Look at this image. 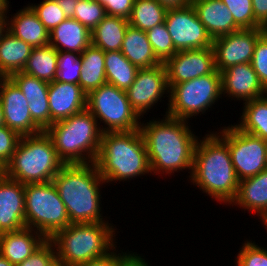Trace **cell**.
Masks as SVG:
<instances>
[{"label":"cell","instance_id":"cell-17","mask_svg":"<svg viewBox=\"0 0 267 266\" xmlns=\"http://www.w3.org/2000/svg\"><path fill=\"white\" fill-rule=\"evenodd\" d=\"M221 85L222 96L234 101L243 100V103L267 94L251 63H241L223 70Z\"/></svg>","mask_w":267,"mask_h":266},{"label":"cell","instance_id":"cell-40","mask_svg":"<svg viewBox=\"0 0 267 266\" xmlns=\"http://www.w3.org/2000/svg\"><path fill=\"white\" fill-rule=\"evenodd\" d=\"M251 65L267 90V34L265 33L256 42Z\"/></svg>","mask_w":267,"mask_h":266},{"label":"cell","instance_id":"cell-9","mask_svg":"<svg viewBox=\"0 0 267 266\" xmlns=\"http://www.w3.org/2000/svg\"><path fill=\"white\" fill-rule=\"evenodd\" d=\"M169 87L165 114L181 120H191L209 110L222 99L221 73L215 70L195 79Z\"/></svg>","mask_w":267,"mask_h":266},{"label":"cell","instance_id":"cell-39","mask_svg":"<svg viewBox=\"0 0 267 266\" xmlns=\"http://www.w3.org/2000/svg\"><path fill=\"white\" fill-rule=\"evenodd\" d=\"M235 257L237 266H267V249L255 241L246 240Z\"/></svg>","mask_w":267,"mask_h":266},{"label":"cell","instance_id":"cell-46","mask_svg":"<svg viewBox=\"0 0 267 266\" xmlns=\"http://www.w3.org/2000/svg\"><path fill=\"white\" fill-rule=\"evenodd\" d=\"M255 20L263 26L267 22V0H252Z\"/></svg>","mask_w":267,"mask_h":266},{"label":"cell","instance_id":"cell-22","mask_svg":"<svg viewBox=\"0 0 267 266\" xmlns=\"http://www.w3.org/2000/svg\"><path fill=\"white\" fill-rule=\"evenodd\" d=\"M191 4L212 39L241 29L221 0H191Z\"/></svg>","mask_w":267,"mask_h":266},{"label":"cell","instance_id":"cell-30","mask_svg":"<svg viewBox=\"0 0 267 266\" xmlns=\"http://www.w3.org/2000/svg\"><path fill=\"white\" fill-rule=\"evenodd\" d=\"M242 115L236 126L267 141V94L243 103Z\"/></svg>","mask_w":267,"mask_h":266},{"label":"cell","instance_id":"cell-38","mask_svg":"<svg viewBox=\"0 0 267 266\" xmlns=\"http://www.w3.org/2000/svg\"><path fill=\"white\" fill-rule=\"evenodd\" d=\"M28 5L49 33L67 18L55 0H43L40 4Z\"/></svg>","mask_w":267,"mask_h":266},{"label":"cell","instance_id":"cell-21","mask_svg":"<svg viewBox=\"0 0 267 266\" xmlns=\"http://www.w3.org/2000/svg\"><path fill=\"white\" fill-rule=\"evenodd\" d=\"M47 239L38 231L23 228L0 233V254L14 266L32 255Z\"/></svg>","mask_w":267,"mask_h":266},{"label":"cell","instance_id":"cell-12","mask_svg":"<svg viewBox=\"0 0 267 266\" xmlns=\"http://www.w3.org/2000/svg\"><path fill=\"white\" fill-rule=\"evenodd\" d=\"M165 24L177 52L213 48V39L191 3L185 7L168 9Z\"/></svg>","mask_w":267,"mask_h":266},{"label":"cell","instance_id":"cell-2","mask_svg":"<svg viewBox=\"0 0 267 266\" xmlns=\"http://www.w3.org/2000/svg\"><path fill=\"white\" fill-rule=\"evenodd\" d=\"M189 180L219 204L229 206L235 199L240 180L227 143L214 130L198 138Z\"/></svg>","mask_w":267,"mask_h":266},{"label":"cell","instance_id":"cell-18","mask_svg":"<svg viewBox=\"0 0 267 266\" xmlns=\"http://www.w3.org/2000/svg\"><path fill=\"white\" fill-rule=\"evenodd\" d=\"M25 227V185L3 173L0 176V233Z\"/></svg>","mask_w":267,"mask_h":266},{"label":"cell","instance_id":"cell-5","mask_svg":"<svg viewBox=\"0 0 267 266\" xmlns=\"http://www.w3.org/2000/svg\"><path fill=\"white\" fill-rule=\"evenodd\" d=\"M45 132L64 164L95 162L103 132L87 108L67 119L54 122Z\"/></svg>","mask_w":267,"mask_h":266},{"label":"cell","instance_id":"cell-19","mask_svg":"<svg viewBox=\"0 0 267 266\" xmlns=\"http://www.w3.org/2000/svg\"><path fill=\"white\" fill-rule=\"evenodd\" d=\"M48 100L51 126L86 109L87 94L79 84L54 80L49 83Z\"/></svg>","mask_w":267,"mask_h":266},{"label":"cell","instance_id":"cell-16","mask_svg":"<svg viewBox=\"0 0 267 266\" xmlns=\"http://www.w3.org/2000/svg\"><path fill=\"white\" fill-rule=\"evenodd\" d=\"M164 65L168 86L211 74L216 70L213 48L178 51Z\"/></svg>","mask_w":267,"mask_h":266},{"label":"cell","instance_id":"cell-11","mask_svg":"<svg viewBox=\"0 0 267 266\" xmlns=\"http://www.w3.org/2000/svg\"><path fill=\"white\" fill-rule=\"evenodd\" d=\"M218 131L216 133L227 143L239 180L255 176L267 169L265 140L240 130L235 123Z\"/></svg>","mask_w":267,"mask_h":266},{"label":"cell","instance_id":"cell-32","mask_svg":"<svg viewBox=\"0 0 267 266\" xmlns=\"http://www.w3.org/2000/svg\"><path fill=\"white\" fill-rule=\"evenodd\" d=\"M58 53L50 45L33 48L22 72L48 83L53 82L57 76Z\"/></svg>","mask_w":267,"mask_h":266},{"label":"cell","instance_id":"cell-44","mask_svg":"<svg viewBox=\"0 0 267 266\" xmlns=\"http://www.w3.org/2000/svg\"><path fill=\"white\" fill-rule=\"evenodd\" d=\"M117 246L115 247V250L113 249L110 253H108L106 256L95 259V260H90L85 263L78 264L76 266H117V262L127 253L126 251H119L116 249ZM121 252V253H120ZM118 253V254H117Z\"/></svg>","mask_w":267,"mask_h":266},{"label":"cell","instance_id":"cell-56","mask_svg":"<svg viewBox=\"0 0 267 266\" xmlns=\"http://www.w3.org/2000/svg\"><path fill=\"white\" fill-rule=\"evenodd\" d=\"M3 174V168L0 166V176Z\"/></svg>","mask_w":267,"mask_h":266},{"label":"cell","instance_id":"cell-51","mask_svg":"<svg viewBox=\"0 0 267 266\" xmlns=\"http://www.w3.org/2000/svg\"><path fill=\"white\" fill-rule=\"evenodd\" d=\"M0 266H14V265L0 254Z\"/></svg>","mask_w":267,"mask_h":266},{"label":"cell","instance_id":"cell-10","mask_svg":"<svg viewBox=\"0 0 267 266\" xmlns=\"http://www.w3.org/2000/svg\"><path fill=\"white\" fill-rule=\"evenodd\" d=\"M86 108L97 121L100 120L98 124L103 133L140 128L141 118L131 107L126 91L112 84L105 83L89 92ZM101 123H104V127Z\"/></svg>","mask_w":267,"mask_h":266},{"label":"cell","instance_id":"cell-45","mask_svg":"<svg viewBox=\"0 0 267 266\" xmlns=\"http://www.w3.org/2000/svg\"><path fill=\"white\" fill-rule=\"evenodd\" d=\"M131 252V253H130ZM126 253L118 262L117 266H150L139 253L130 251Z\"/></svg>","mask_w":267,"mask_h":266},{"label":"cell","instance_id":"cell-37","mask_svg":"<svg viewBox=\"0 0 267 266\" xmlns=\"http://www.w3.org/2000/svg\"><path fill=\"white\" fill-rule=\"evenodd\" d=\"M233 15L234 22L241 29L261 28L255 20L252 0H221Z\"/></svg>","mask_w":267,"mask_h":266},{"label":"cell","instance_id":"cell-14","mask_svg":"<svg viewBox=\"0 0 267 266\" xmlns=\"http://www.w3.org/2000/svg\"><path fill=\"white\" fill-rule=\"evenodd\" d=\"M262 28L240 29L213 39L215 68L218 72L241 63H251Z\"/></svg>","mask_w":267,"mask_h":266},{"label":"cell","instance_id":"cell-7","mask_svg":"<svg viewBox=\"0 0 267 266\" xmlns=\"http://www.w3.org/2000/svg\"><path fill=\"white\" fill-rule=\"evenodd\" d=\"M64 163L45 131L21 136L3 173L22 184L51 182Z\"/></svg>","mask_w":267,"mask_h":266},{"label":"cell","instance_id":"cell-55","mask_svg":"<svg viewBox=\"0 0 267 266\" xmlns=\"http://www.w3.org/2000/svg\"><path fill=\"white\" fill-rule=\"evenodd\" d=\"M263 226H265V229H267V216L264 218V220L262 221Z\"/></svg>","mask_w":267,"mask_h":266},{"label":"cell","instance_id":"cell-35","mask_svg":"<svg viewBox=\"0 0 267 266\" xmlns=\"http://www.w3.org/2000/svg\"><path fill=\"white\" fill-rule=\"evenodd\" d=\"M106 15L104 6L98 0H79L72 18L91 32Z\"/></svg>","mask_w":267,"mask_h":266},{"label":"cell","instance_id":"cell-36","mask_svg":"<svg viewBox=\"0 0 267 266\" xmlns=\"http://www.w3.org/2000/svg\"><path fill=\"white\" fill-rule=\"evenodd\" d=\"M82 63L80 54L75 52H59L56 81L79 84Z\"/></svg>","mask_w":267,"mask_h":266},{"label":"cell","instance_id":"cell-48","mask_svg":"<svg viewBox=\"0 0 267 266\" xmlns=\"http://www.w3.org/2000/svg\"><path fill=\"white\" fill-rule=\"evenodd\" d=\"M164 8L175 9L187 6L191 0H157Z\"/></svg>","mask_w":267,"mask_h":266},{"label":"cell","instance_id":"cell-3","mask_svg":"<svg viewBox=\"0 0 267 266\" xmlns=\"http://www.w3.org/2000/svg\"><path fill=\"white\" fill-rule=\"evenodd\" d=\"M52 182L65 204L70 224L108 222L100 206V191L106 182L95 163L64 164Z\"/></svg>","mask_w":267,"mask_h":266},{"label":"cell","instance_id":"cell-15","mask_svg":"<svg viewBox=\"0 0 267 266\" xmlns=\"http://www.w3.org/2000/svg\"><path fill=\"white\" fill-rule=\"evenodd\" d=\"M0 102L5 126L20 136L36 135L43 130L32 120L28 101L19 87L9 78L0 80Z\"/></svg>","mask_w":267,"mask_h":266},{"label":"cell","instance_id":"cell-41","mask_svg":"<svg viewBox=\"0 0 267 266\" xmlns=\"http://www.w3.org/2000/svg\"><path fill=\"white\" fill-rule=\"evenodd\" d=\"M21 136L7 126L0 127V166L10 162Z\"/></svg>","mask_w":267,"mask_h":266},{"label":"cell","instance_id":"cell-43","mask_svg":"<svg viewBox=\"0 0 267 266\" xmlns=\"http://www.w3.org/2000/svg\"><path fill=\"white\" fill-rule=\"evenodd\" d=\"M105 8L107 15L129 19L135 0H98Z\"/></svg>","mask_w":267,"mask_h":266},{"label":"cell","instance_id":"cell-52","mask_svg":"<svg viewBox=\"0 0 267 266\" xmlns=\"http://www.w3.org/2000/svg\"><path fill=\"white\" fill-rule=\"evenodd\" d=\"M50 266H71V265H68L66 262H63L61 260H59L58 258H56Z\"/></svg>","mask_w":267,"mask_h":266},{"label":"cell","instance_id":"cell-54","mask_svg":"<svg viewBox=\"0 0 267 266\" xmlns=\"http://www.w3.org/2000/svg\"><path fill=\"white\" fill-rule=\"evenodd\" d=\"M265 34H267V22L261 27Z\"/></svg>","mask_w":267,"mask_h":266},{"label":"cell","instance_id":"cell-23","mask_svg":"<svg viewBox=\"0 0 267 266\" xmlns=\"http://www.w3.org/2000/svg\"><path fill=\"white\" fill-rule=\"evenodd\" d=\"M7 15V30L33 48L49 45L50 33L41 23L33 9L27 4L10 18Z\"/></svg>","mask_w":267,"mask_h":266},{"label":"cell","instance_id":"cell-27","mask_svg":"<svg viewBox=\"0 0 267 266\" xmlns=\"http://www.w3.org/2000/svg\"><path fill=\"white\" fill-rule=\"evenodd\" d=\"M123 55L138 68H151L161 62L155 56L146 31L128 26L121 46Z\"/></svg>","mask_w":267,"mask_h":266},{"label":"cell","instance_id":"cell-20","mask_svg":"<svg viewBox=\"0 0 267 266\" xmlns=\"http://www.w3.org/2000/svg\"><path fill=\"white\" fill-rule=\"evenodd\" d=\"M9 78L26 97L32 120L45 131L50 126L49 83L22 71L11 74Z\"/></svg>","mask_w":267,"mask_h":266},{"label":"cell","instance_id":"cell-34","mask_svg":"<svg viewBox=\"0 0 267 266\" xmlns=\"http://www.w3.org/2000/svg\"><path fill=\"white\" fill-rule=\"evenodd\" d=\"M146 34L155 56L161 63H165L177 52L165 22L147 30Z\"/></svg>","mask_w":267,"mask_h":266},{"label":"cell","instance_id":"cell-6","mask_svg":"<svg viewBox=\"0 0 267 266\" xmlns=\"http://www.w3.org/2000/svg\"><path fill=\"white\" fill-rule=\"evenodd\" d=\"M115 228L109 221L70 224L58 231L50 241L59 260L76 266L102 258L115 249L118 243L115 241Z\"/></svg>","mask_w":267,"mask_h":266},{"label":"cell","instance_id":"cell-31","mask_svg":"<svg viewBox=\"0 0 267 266\" xmlns=\"http://www.w3.org/2000/svg\"><path fill=\"white\" fill-rule=\"evenodd\" d=\"M138 67L133 65L121 51L105 52V73L107 83L127 91L133 84Z\"/></svg>","mask_w":267,"mask_h":266},{"label":"cell","instance_id":"cell-8","mask_svg":"<svg viewBox=\"0 0 267 266\" xmlns=\"http://www.w3.org/2000/svg\"><path fill=\"white\" fill-rule=\"evenodd\" d=\"M25 224L47 240L70 225L65 204L52 181L25 184Z\"/></svg>","mask_w":267,"mask_h":266},{"label":"cell","instance_id":"cell-26","mask_svg":"<svg viewBox=\"0 0 267 266\" xmlns=\"http://www.w3.org/2000/svg\"><path fill=\"white\" fill-rule=\"evenodd\" d=\"M32 50V46L7 30L0 39V75L9 77L15 72L22 71Z\"/></svg>","mask_w":267,"mask_h":266},{"label":"cell","instance_id":"cell-28","mask_svg":"<svg viewBox=\"0 0 267 266\" xmlns=\"http://www.w3.org/2000/svg\"><path fill=\"white\" fill-rule=\"evenodd\" d=\"M82 70L79 85L88 94L107 83L105 73V52L90 44L81 54Z\"/></svg>","mask_w":267,"mask_h":266},{"label":"cell","instance_id":"cell-50","mask_svg":"<svg viewBox=\"0 0 267 266\" xmlns=\"http://www.w3.org/2000/svg\"><path fill=\"white\" fill-rule=\"evenodd\" d=\"M9 3V0H0V11H7L9 6H11Z\"/></svg>","mask_w":267,"mask_h":266},{"label":"cell","instance_id":"cell-49","mask_svg":"<svg viewBox=\"0 0 267 266\" xmlns=\"http://www.w3.org/2000/svg\"><path fill=\"white\" fill-rule=\"evenodd\" d=\"M9 11V8L7 11H0V39L7 31V14L10 13Z\"/></svg>","mask_w":267,"mask_h":266},{"label":"cell","instance_id":"cell-1","mask_svg":"<svg viewBox=\"0 0 267 266\" xmlns=\"http://www.w3.org/2000/svg\"><path fill=\"white\" fill-rule=\"evenodd\" d=\"M163 116V119L140 123L139 129L145 142L150 173L153 176H169L175 172L190 170V179L199 136L194 135L189 121L167 114Z\"/></svg>","mask_w":267,"mask_h":266},{"label":"cell","instance_id":"cell-13","mask_svg":"<svg viewBox=\"0 0 267 266\" xmlns=\"http://www.w3.org/2000/svg\"><path fill=\"white\" fill-rule=\"evenodd\" d=\"M129 103L141 118L162 97H169L167 72L164 63L151 68H139L133 84L126 91ZM166 95V96H164Z\"/></svg>","mask_w":267,"mask_h":266},{"label":"cell","instance_id":"cell-33","mask_svg":"<svg viewBox=\"0 0 267 266\" xmlns=\"http://www.w3.org/2000/svg\"><path fill=\"white\" fill-rule=\"evenodd\" d=\"M167 9L157 0H135L129 25L147 31L165 22Z\"/></svg>","mask_w":267,"mask_h":266},{"label":"cell","instance_id":"cell-42","mask_svg":"<svg viewBox=\"0 0 267 266\" xmlns=\"http://www.w3.org/2000/svg\"><path fill=\"white\" fill-rule=\"evenodd\" d=\"M57 258L54 244L47 240L32 255L17 266H50Z\"/></svg>","mask_w":267,"mask_h":266},{"label":"cell","instance_id":"cell-24","mask_svg":"<svg viewBox=\"0 0 267 266\" xmlns=\"http://www.w3.org/2000/svg\"><path fill=\"white\" fill-rule=\"evenodd\" d=\"M253 212L261 221L267 216V169L259 174L239 181L238 192L230 207Z\"/></svg>","mask_w":267,"mask_h":266},{"label":"cell","instance_id":"cell-53","mask_svg":"<svg viewBox=\"0 0 267 266\" xmlns=\"http://www.w3.org/2000/svg\"><path fill=\"white\" fill-rule=\"evenodd\" d=\"M5 126L4 114H3V107L0 102V127Z\"/></svg>","mask_w":267,"mask_h":266},{"label":"cell","instance_id":"cell-4","mask_svg":"<svg viewBox=\"0 0 267 266\" xmlns=\"http://www.w3.org/2000/svg\"><path fill=\"white\" fill-rule=\"evenodd\" d=\"M94 163L108 184L134 180L151 172L140 129L103 133Z\"/></svg>","mask_w":267,"mask_h":266},{"label":"cell","instance_id":"cell-25","mask_svg":"<svg viewBox=\"0 0 267 266\" xmlns=\"http://www.w3.org/2000/svg\"><path fill=\"white\" fill-rule=\"evenodd\" d=\"M91 44V32L78 20L66 18L49 36V45L58 52L81 54Z\"/></svg>","mask_w":267,"mask_h":266},{"label":"cell","instance_id":"cell-47","mask_svg":"<svg viewBox=\"0 0 267 266\" xmlns=\"http://www.w3.org/2000/svg\"><path fill=\"white\" fill-rule=\"evenodd\" d=\"M57 4L63 10L67 18H72L74 16L76 4L79 0H55Z\"/></svg>","mask_w":267,"mask_h":266},{"label":"cell","instance_id":"cell-29","mask_svg":"<svg viewBox=\"0 0 267 266\" xmlns=\"http://www.w3.org/2000/svg\"><path fill=\"white\" fill-rule=\"evenodd\" d=\"M128 26V19L106 15L91 31V44L101 48L104 52L121 51Z\"/></svg>","mask_w":267,"mask_h":266}]
</instances>
